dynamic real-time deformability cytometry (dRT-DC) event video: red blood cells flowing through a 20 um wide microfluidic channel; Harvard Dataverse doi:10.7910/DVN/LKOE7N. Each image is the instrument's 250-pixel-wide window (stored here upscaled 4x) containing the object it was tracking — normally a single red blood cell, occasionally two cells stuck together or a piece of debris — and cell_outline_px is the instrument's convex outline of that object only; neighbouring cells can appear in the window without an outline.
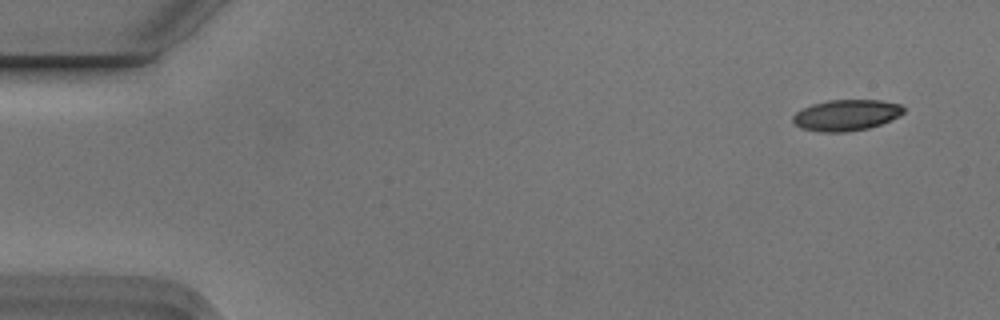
{"species": "Egyptian fruit bat (a non-hibernating species)", "species_latin": "Rousettus aegyptiacus", "temperature_condition": "cold", "stored_images_in_passage": 6, "camera_frame_rate_fps": 3000, "um_per_image_px": 0.085, "animal": {"sex": "male"}, "frame": {"image": 1, "passage_image": 1, "time_ms": 0.0, "image_size_px": [1000, 320], "cell_outline_px": [[904, 112], [900, 116], [880, 124], [868, 128], [844, 132], [820, 132], [800, 128], [792, 120], [792, 116], [796, 112], [812, 104], [828, 100], [880, 100], [900, 104], [904, 108]], "centroid_in_image_um": [71.93, 9.78], "position_along_channel_um": 13.1, "area_um2": 20.0}}
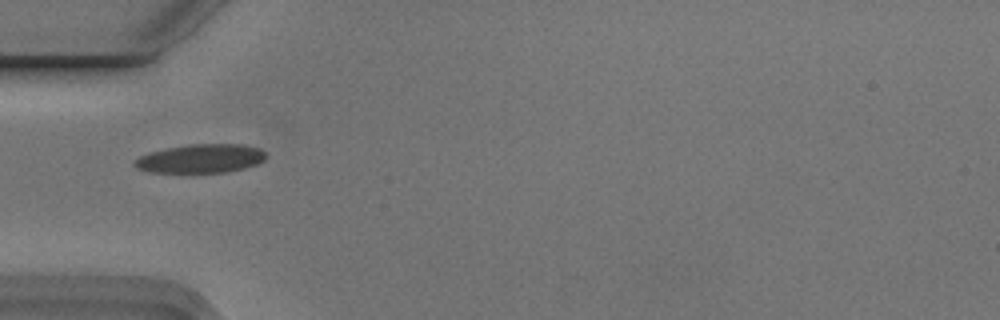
{"frame": {"image": 2, "passage_image": 5, "time_ms": 1.333, "image_size_px": [1000, 320], "cell_outline_px": [[264, 160], [256, 164], [244, 168], [224, 172], [148, 172], [136, 168], [132, 164], [132, 160], [148, 152], [164, 148], [188, 144], [244, 144], [260, 148], [264, 152]], "centroid_in_image_um": [16.99, 13.46], "position_along_channel_um": 68.0, "area_um2": 22.14}}
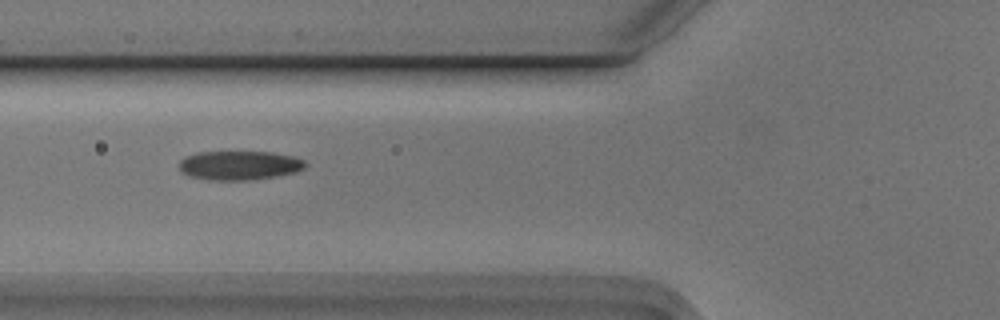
{"frame": {"image": 3, "passage_image": 6, "time_ms": 1.667, "image_size_px": [1000, 320], "cell_outline_px": [[304, 168], [296, 172], [276, 176], [252, 180], [208, 180], [188, 176], [180, 172], [180, 160], [184, 156], [196, 152], [272, 152], [292, 156], [304, 160]], "centroid_in_image_um": [20.29, 14.06], "position_along_channel_um": 105.5, "area_um2": 21.5}}